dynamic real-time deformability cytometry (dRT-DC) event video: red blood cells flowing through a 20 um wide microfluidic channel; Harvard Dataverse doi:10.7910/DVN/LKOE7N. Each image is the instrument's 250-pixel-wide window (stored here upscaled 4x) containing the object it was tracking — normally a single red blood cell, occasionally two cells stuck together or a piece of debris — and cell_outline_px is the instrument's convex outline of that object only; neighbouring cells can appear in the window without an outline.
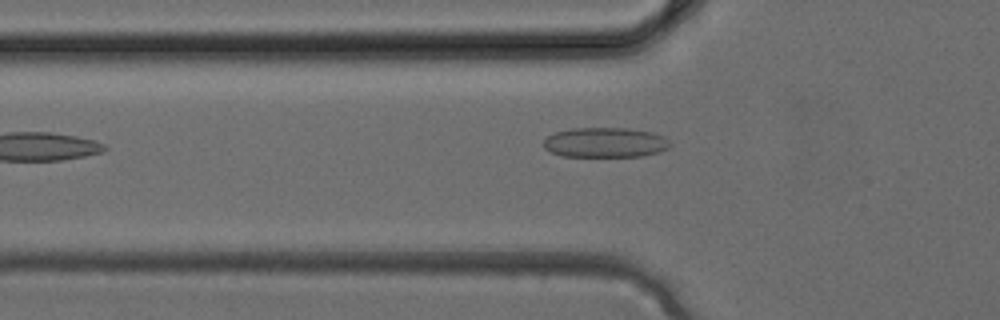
{"species": "common noctule bat (a hibernating species)", "species_latin": "Nyctalus noctula", "temperature_condition": "cold", "stored_images_in_passage": 2, "camera_frame_rate_fps": 3000, "um_per_image_px": 0.085, "animal": {"sex": "female", "body_mass_g": 24.6, "forearm_length_mm": 56.2}, "frame": {"image": 1, "passage_image": 2, "time_ms": 0.333, "image_size_px": [1000, 320], "cell_outline_px": [[672, 144], [668, 148], [660, 152], [644, 156], [560, 156], [544, 148], [544, 140], [548, 136], [556, 132], [572, 128], [628, 128], [652, 132], [664, 136]], "centroid_in_image_um": [51.47, 12.11], "position_along_channel_um": 74.3, "area_um2": 22.14}}